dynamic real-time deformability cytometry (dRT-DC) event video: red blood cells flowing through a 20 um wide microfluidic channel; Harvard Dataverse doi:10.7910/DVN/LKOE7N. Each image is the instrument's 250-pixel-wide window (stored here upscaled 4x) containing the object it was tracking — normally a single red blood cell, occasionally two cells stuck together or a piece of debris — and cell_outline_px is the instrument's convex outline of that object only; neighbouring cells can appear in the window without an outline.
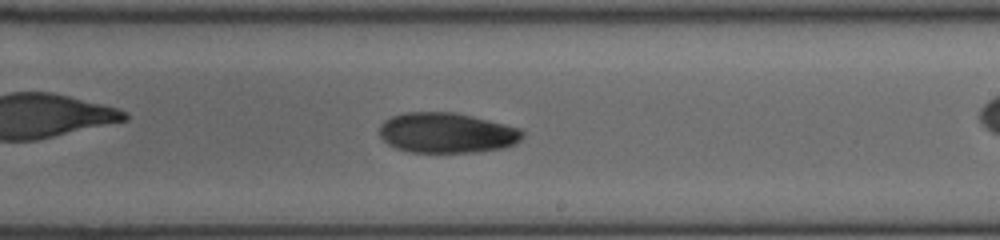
{"species": "human", "species_latin": "Homo sapiens", "temperature_condition": "cold", "stored_images_in_passage": 43, "camera_frame_rate_fps": 3000, "um_per_image_px": 0.085, "donor": {"sex": "female"}, "frame": {"image": 1, "passage_image": 25, "time_ms": 8.0, "image_size_px": [1000, 240], "cell_outline_px": [[524, 136], [516, 144], [504, 148], [476, 152], [408, 152], [396, 148], [388, 144], [380, 136], [380, 124], [384, 120], [392, 116], [404, 112], [452, 112], [472, 116], [520, 128], [524, 132]], "centroid_in_image_um": [37.98, 11.3], "position_along_channel_um": 251.0, "area_um2": 33.7}}
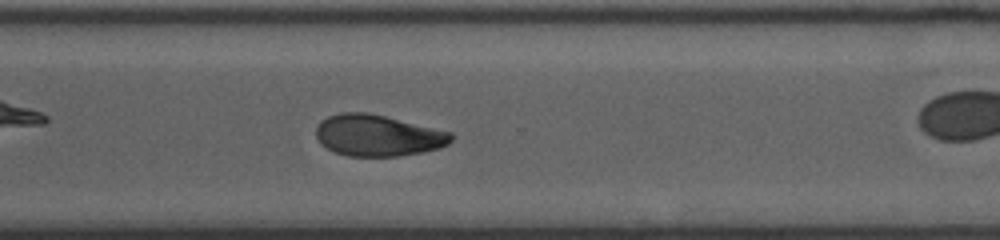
{"frame": {"image": 2, "passage_image": 31, "time_ms": 10.0, "image_size_px": [1000, 240], "cell_outline_px": [[452, 140], [448, 144], [440, 148], [424, 152], [400, 156], [348, 156], [336, 152], [320, 144], [316, 136], [316, 128], [320, 120], [328, 116], [340, 112], [368, 112], [452, 132]], "centroid_in_image_um": [32.11, 11.51], "position_along_channel_um": 338.5, "area_um2": 32.71}}